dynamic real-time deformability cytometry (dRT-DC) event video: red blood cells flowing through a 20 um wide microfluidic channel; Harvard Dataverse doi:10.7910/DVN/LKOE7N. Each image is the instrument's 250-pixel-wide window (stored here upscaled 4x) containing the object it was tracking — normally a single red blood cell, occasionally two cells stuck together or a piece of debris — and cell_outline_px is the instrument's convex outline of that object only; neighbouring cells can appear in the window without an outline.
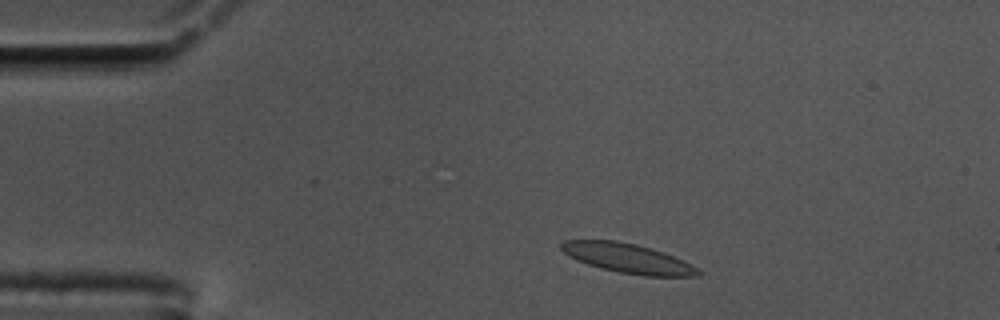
{"species": "common noctule bat (a hibernating species)", "species_latin": "Nyctalus noctula", "temperature_condition": "cold", "stored_images_in_passage": 53, "camera_frame_rate_fps": 3000, "um_per_image_px": 0.085, "animal": {"sex": "male", "body_mass_g": 17.5, "forearm_length_mm": 52.3}, "frame": {"image": 1, "passage_image": 5, "time_ms": 1.333, "image_size_px": [1000, 320], "cell_outline_px": [[704, 272], [700, 276], [644, 276], [620, 272], [600, 268], [588, 264], [564, 252], [560, 248], [560, 244], [564, 240], [616, 240], [636, 244], [652, 248], [664, 252], [684, 260]], "centroid_in_image_um": [53.43, 21.95], "position_along_channel_um": 31.6, "area_um2": 23.47}}
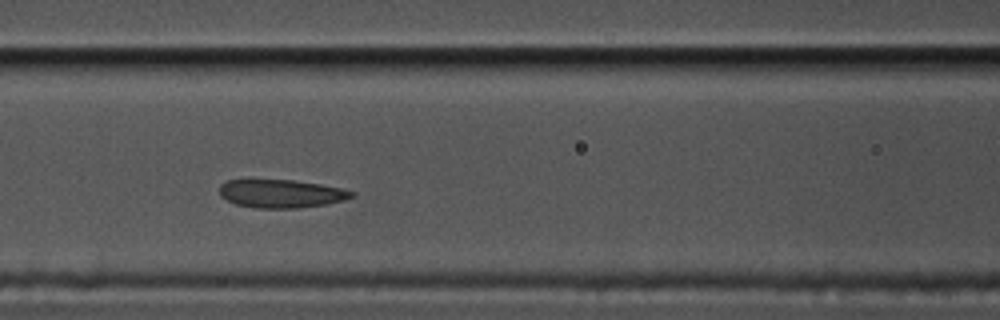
{"frame": {"image": 2, "passage_image": 19, "time_ms": 6.0, "image_size_px": [1000, 320], "cell_outline_px": [[356, 192], [352, 196], [344, 200], [328, 204], [296, 208], [256, 208], [236, 204], [220, 196], [220, 184], [228, 180], [248, 176], [292, 180], [320, 184], [340, 188]], "centroid_in_image_um": [23.81, 16.41], "position_along_channel_um": 142.8, "area_um2": 22.54}}
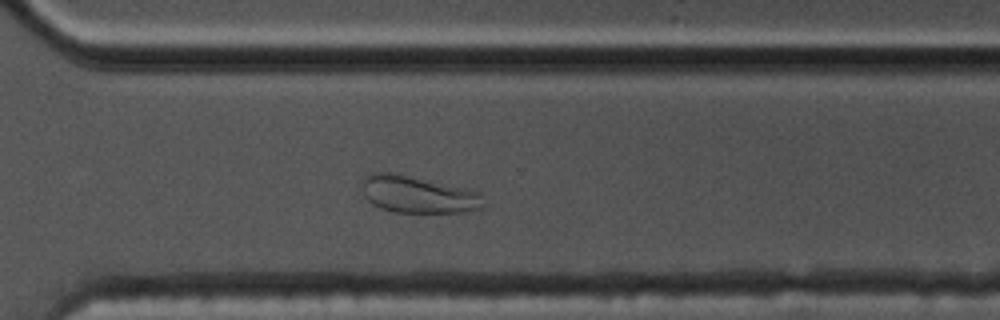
{"frame": {"image": 3, "passage_image": 36, "time_ms": 11.667, "image_size_px": [1000, 320], "cell_outline_px": [[484, 204], [480, 208], [468, 212], [396, 212], [380, 208], [372, 204], [364, 196], [360, 188], [360, 180], [364, 176], [372, 172], [392, 172], [468, 188], [476, 192], [480, 196]], "centroid_in_image_um": [35.44, 16.51], "position_along_channel_um": 335.2, "area_um2": 26.47}}